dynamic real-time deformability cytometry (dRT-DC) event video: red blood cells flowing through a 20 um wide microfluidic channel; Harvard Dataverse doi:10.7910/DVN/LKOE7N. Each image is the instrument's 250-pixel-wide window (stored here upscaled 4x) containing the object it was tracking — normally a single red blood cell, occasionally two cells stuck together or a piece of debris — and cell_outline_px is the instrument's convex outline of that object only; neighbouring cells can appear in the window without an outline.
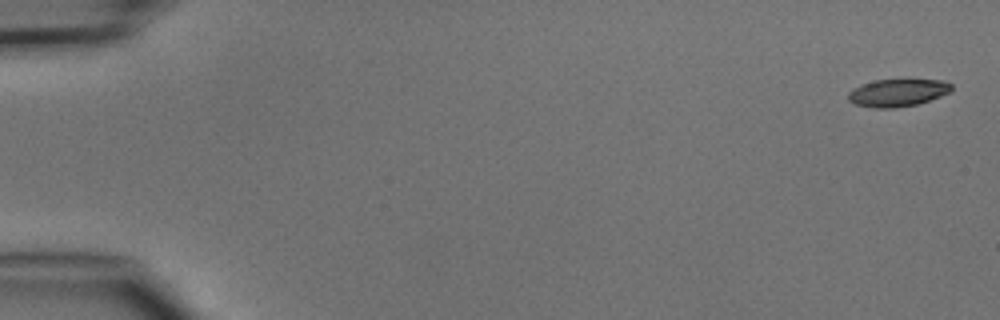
{"species": "common noctule bat (a hibernating species)", "species_latin": "Nyctalus noctula", "temperature_condition": "cold", "stored_images_in_passage": 4, "camera_frame_rate_fps": 3000, "um_per_image_px": 0.085, "animal": {"sex": "male", "body_mass_g": 15.6}, "frame": {"image": 1, "passage_image": 1, "time_ms": 0.0, "image_size_px": [1000, 320], "cell_outline_px": [[952, 92], [916, 104], [892, 108], [872, 108], [856, 104], [848, 100], [848, 92], [852, 88], [860, 84], [876, 80], [944, 80], [952, 84]], "centroid_in_image_um": [76.28, 7.88], "position_along_channel_um": 8.7, "area_um2": 16.53}}